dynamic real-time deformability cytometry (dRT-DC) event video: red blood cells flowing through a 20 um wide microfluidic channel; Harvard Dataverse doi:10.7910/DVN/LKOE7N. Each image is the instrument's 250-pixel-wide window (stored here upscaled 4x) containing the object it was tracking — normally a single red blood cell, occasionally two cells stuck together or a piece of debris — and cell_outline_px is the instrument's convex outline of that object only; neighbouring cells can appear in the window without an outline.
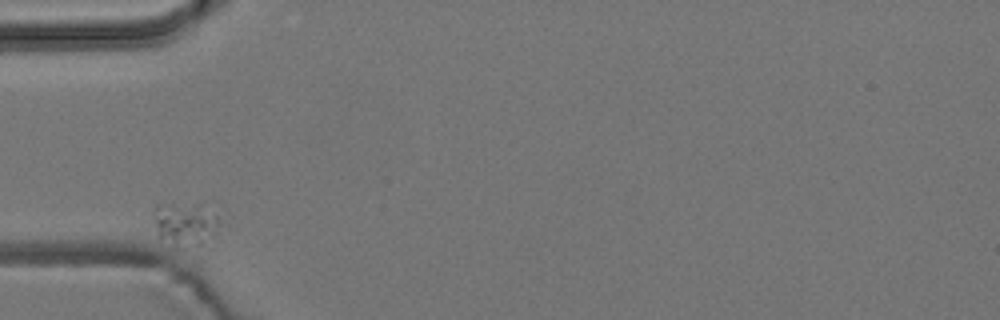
{"species": "common noctule bat (a hibernating species)", "species_latin": "Nyctalus noctula", "temperature_condition": "room temperature", "stored_images_in_passage": 1, "camera_frame_rate_fps": 3000, "um_per_image_px": 0.085, "animal": {"sex": "male", "body_mass_g": 19.2, "forearm_length_mm": 51.8}, "frame": {"image": 1, "passage_image": 1, "time_ms": 0.0, "image_size_px": [1000, 320], "cell_outline_px": [[220, 220], [212, 236], [204, 244], [180, 248], [172, 248], [160, 236], [156, 224], [156, 204], [200, 204], [216, 216]], "centroid_in_image_um": [15.74, 19.07], "position_along_channel_um": 69.3, "area_um2": 16.24}}